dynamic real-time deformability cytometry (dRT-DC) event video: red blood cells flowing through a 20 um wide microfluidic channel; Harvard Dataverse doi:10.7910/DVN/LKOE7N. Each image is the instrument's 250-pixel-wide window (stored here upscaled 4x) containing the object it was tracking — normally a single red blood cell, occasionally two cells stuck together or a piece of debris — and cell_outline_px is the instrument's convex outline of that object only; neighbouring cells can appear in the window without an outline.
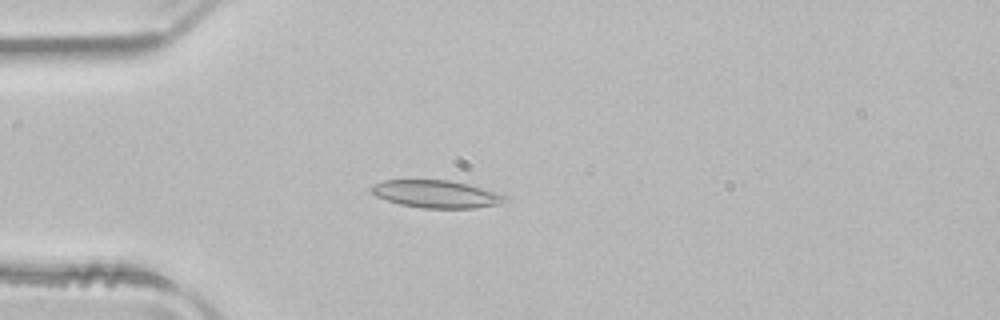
{"species": "common noctule bat (a hibernating species)", "species_latin": "Nyctalus noctula", "temperature_condition": "room temperature", "stored_images_in_passage": 43, "camera_frame_rate_fps": 3000, "um_per_image_px": 0.085, "animal": {"sex": "male", "body_mass_g": 21.5, "forearm_length_mm": 52.0}, "frame": {"image": 1, "passage_image": 6, "time_ms": 1.667, "image_size_px": [1000, 320], "cell_outline_px": [[508, 196], [496, 204], [472, 208], [424, 208], [400, 204], [376, 196], [368, 188], [372, 184], [384, 180], [448, 180], [468, 184], [496, 192]], "centroid_in_image_um": [37.01, 16.48], "position_along_channel_um": 48.0, "area_um2": 21.15}}
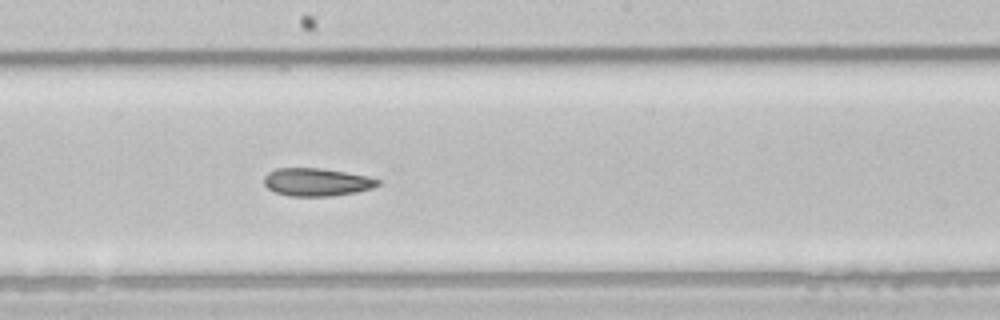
{"frame": {"image": 2, "passage_image": 20, "time_ms": 6.333, "image_size_px": [1000, 320], "cell_outline_px": [[380, 184], [372, 188], [356, 192], [332, 196], [288, 196], [276, 192], [268, 188], [264, 184], [264, 176], [268, 172], [276, 168], [320, 168], [368, 176], [380, 180]], "centroid_in_image_um": [26.91, 15.48], "position_along_channel_um": 221.3, "area_um2": 18.5}}
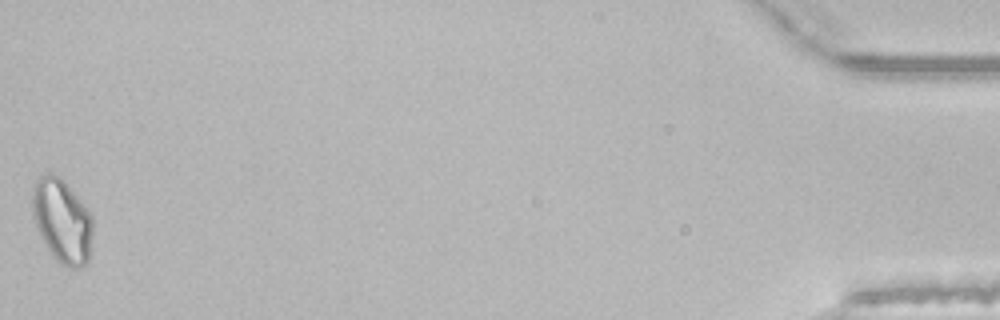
{"frame": {"image": 3, "passage_image": 43, "time_ms": 14.0, "image_size_px": [1000, 320], "cell_outline_px": [[92, 236], [88, 260], [80, 268], [68, 268], [60, 264], [56, 260], [40, 236], [36, 228], [32, 216], [32, 188], [40, 176], [48, 172], [56, 176], [84, 204], [92, 216]], "centroid_in_image_um": [5.26, 18.82], "position_along_channel_um": 429.9, "area_um2": 29.19}, "authors_computed_cell_mechanics": {"area_um2": 20.23, "velocity_mm_per_s": 4.01, "shape_relaxation_time_tau1_ms": null, "shape_relaxation_time_tau2_ms": 8.0139, "deformation_change_tau1": null, "deformation_change_tau2": 0.1464}}